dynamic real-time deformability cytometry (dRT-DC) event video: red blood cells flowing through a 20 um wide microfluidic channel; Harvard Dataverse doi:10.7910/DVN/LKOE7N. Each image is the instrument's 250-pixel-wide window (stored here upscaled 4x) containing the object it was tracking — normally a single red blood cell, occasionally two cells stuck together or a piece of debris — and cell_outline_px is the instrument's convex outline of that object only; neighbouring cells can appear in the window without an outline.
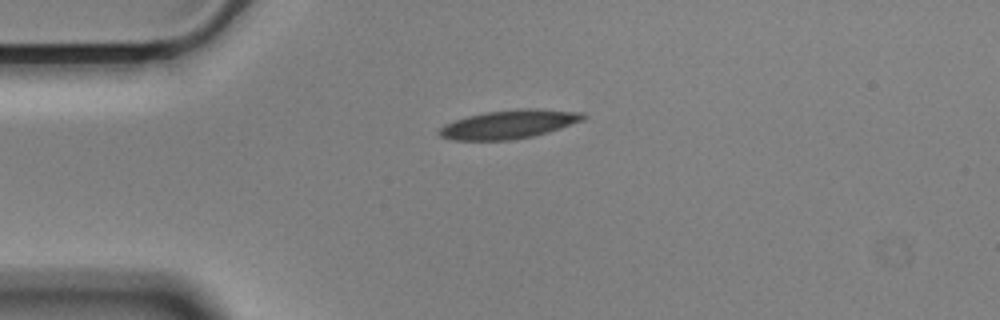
{"species": "Egyptian fruit bat (a non-hibernating species)", "species_latin": "Rousettus aegyptiacus", "temperature_condition": "cold", "stored_images_in_passage": 44, "camera_frame_rate_fps": 3000, "um_per_image_px": 0.085, "animal": {"sex": "male"}, "frame": {"image": 1, "passage_image": 1, "time_ms": 0.0, "image_size_px": [1000, 320], "cell_outline_px": [[588, 116], [584, 120], [548, 132], [532, 136], [508, 140], [452, 140], [440, 136], [436, 132], [444, 124], [468, 116], [488, 112], [516, 108], [536, 108], [584, 112]], "centroid_in_image_um": [43.29, 10.55], "position_along_channel_um": 41.7, "area_um2": 24.1}}
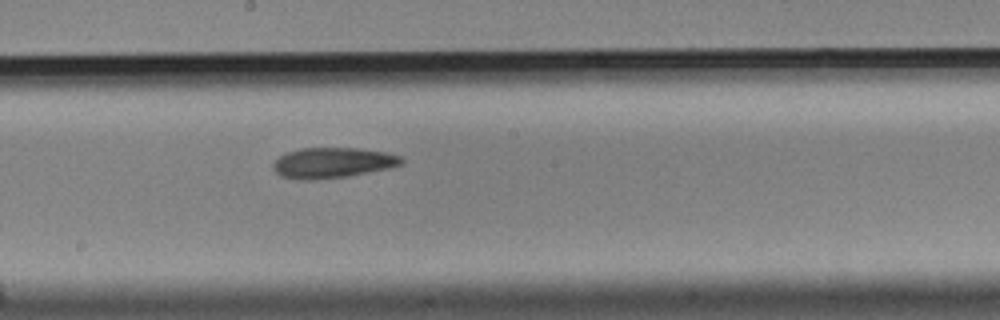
{"frame": {"image": 2, "passage_image": 18, "time_ms": 5.667, "image_size_px": [1000, 320], "cell_outline_px": [[404, 164], [388, 168], [348, 176], [312, 180], [296, 180], [280, 176], [272, 168], [272, 164], [280, 156], [288, 152], [300, 148], [360, 148], [388, 152], [400, 156], [404, 160]], "centroid_in_image_um": [28.27, 13.84], "position_along_channel_um": 219.9, "area_um2": 22.95}}
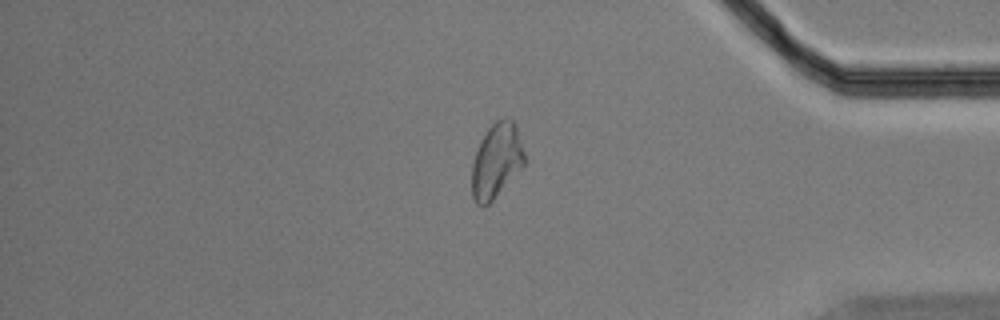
{"frame": {"image": 3, "passage_image": 35, "time_ms": 11.333, "image_size_px": [1000, 320], "cell_outline_px": [[524, 164], [492, 200], [484, 208], [480, 208], [476, 204], [472, 196], [472, 164], [480, 140], [488, 128], [496, 120], [508, 116], [516, 124], [524, 152]], "centroid_in_image_um": [42.17, 13.65], "position_along_channel_um": 393.0, "area_um2": 22.77}, "authors_computed_cell_mechanics": {"area_um2": 22.9755, "velocity_mm_per_s": 3.511, "shape_relaxation_time_tau1_ms": null, "shape_relaxation_time_tau2_ms": 8.2877, "deformation_change_tau1": null, "deformation_change_tau2": 0.1611}}